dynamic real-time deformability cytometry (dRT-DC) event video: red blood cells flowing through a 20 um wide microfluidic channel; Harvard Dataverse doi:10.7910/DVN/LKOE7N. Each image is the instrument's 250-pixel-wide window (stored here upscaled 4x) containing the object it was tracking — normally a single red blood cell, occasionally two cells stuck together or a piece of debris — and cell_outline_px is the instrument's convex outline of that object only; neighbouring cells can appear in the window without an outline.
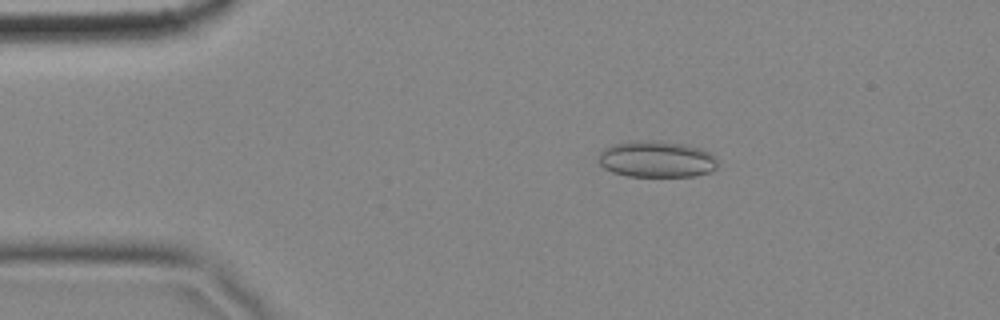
{"species": "common noctule bat (a hibernating species)", "species_latin": "Nyctalus noctula", "temperature_condition": "cold", "stored_images_in_passage": 5, "camera_frame_rate_fps": 3000, "um_per_image_px": 0.085, "animal": {"sex": "female", "body_mass_g": 18.4}, "frame": {"image": 1, "passage_image": 2, "time_ms": 0.333, "image_size_px": [1000, 320], "cell_outline_px": [[716, 168], [712, 172], [696, 176], [628, 176], [612, 172], [604, 168], [600, 164], [600, 152], [604, 148], [612, 144], [652, 140], [680, 144], [700, 148], [708, 152], [716, 160]], "centroid_in_image_um": [55.81, 13.55], "position_along_channel_um": 29.2, "area_um2": 24.91}}
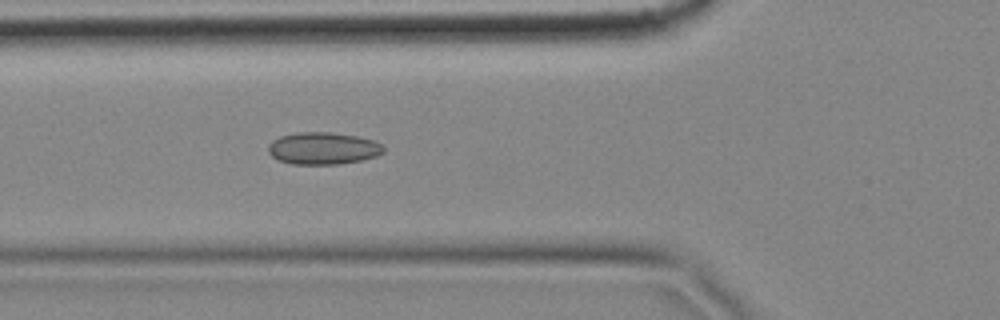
{"frame": {"image": 2, "passage_image": 5, "time_ms": 1.333, "image_size_px": [1000, 320], "cell_outline_px": [[384, 152], [376, 156], [360, 160], [340, 164], [292, 164], [276, 160], [268, 152], [268, 144], [272, 140], [280, 136], [296, 132], [328, 132], [356, 136], [372, 140], [384, 144]], "centroid_in_image_um": [27.43, 12.61], "position_along_channel_um": 98.4, "area_um2": 21.73}}